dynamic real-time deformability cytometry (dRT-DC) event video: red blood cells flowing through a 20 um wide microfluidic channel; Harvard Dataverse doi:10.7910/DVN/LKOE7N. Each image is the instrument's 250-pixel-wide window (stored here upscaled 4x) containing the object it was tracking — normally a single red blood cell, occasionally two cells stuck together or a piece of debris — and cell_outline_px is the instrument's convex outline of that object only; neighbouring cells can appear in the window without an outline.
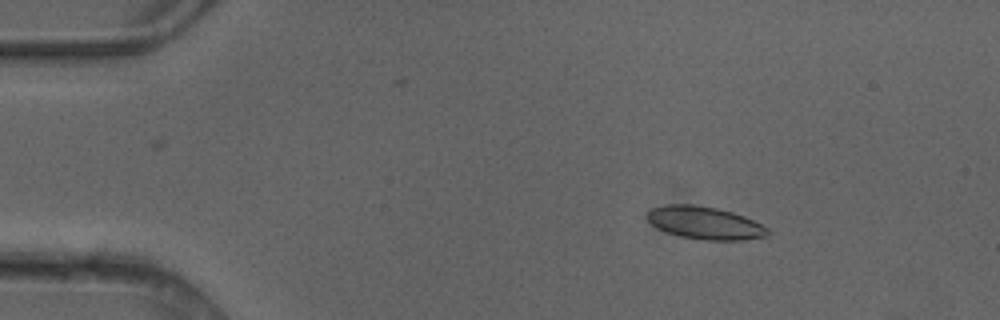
{"species": "common noctule bat (a hibernating species)", "species_latin": "Nyctalus noctula", "temperature_condition": "cold", "stored_images_in_passage": 5, "camera_frame_rate_fps": 3000, "um_per_image_px": 0.085, "animal": {"sex": "female"}, "frame": {"image": 1, "passage_image": 3, "time_ms": 0.667, "image_size_px": [1000, 320], "cell_outline_px": [[768, 236], [744, 240], [704, 240], [680, 236], [668, 232], [652, 224], [648, 220], [648, 212], [652, 208], [664, 204], [692, 204], [716, 208], [732, 212], [744, 216], [768, 228]], "centroid_in_image_um": [59.93, 18.94], "position_along_channel_um": 25.1, "area_um2": 22.72}}